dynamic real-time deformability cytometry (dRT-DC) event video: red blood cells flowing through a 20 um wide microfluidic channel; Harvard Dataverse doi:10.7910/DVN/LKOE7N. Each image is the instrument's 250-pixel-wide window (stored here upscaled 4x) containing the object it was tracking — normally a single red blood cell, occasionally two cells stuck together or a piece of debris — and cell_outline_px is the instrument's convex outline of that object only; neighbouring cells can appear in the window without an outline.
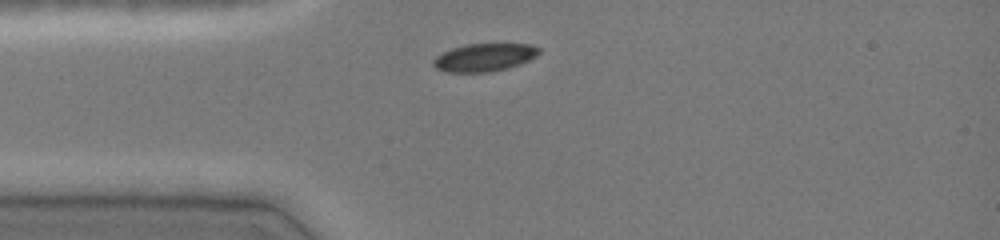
{"species": "common noctule bat (a hibernating species)", "species_latin": "Nyctalus noctula", "temperature_condition": "cold", "stored_images_in_passage": 31, "camera_frame_rate_fps": 3000, "um_per_image_px": 0.085, "animal": {"sex": "female", "body_mass_g": 19.0, "forearm_length_mm": 51.5}, "frame": {"image": 1, "passage_image": 1, "time_ms": 0.0, "image_size_px": [1000, 240], "cell_outline_px": [[540, 52], [536, 56], [520, 64], [508, 68], [492, 72], [448, 72], [436, 68], [432, 64], [432, 60], [436, 56], [452, 48], [464, 44], [528, 44], [540, 48]], "centroid_in_image_um": [41.16, 4.88], "position_along_channel_um": 43.8, "area_um2": 17.17}}
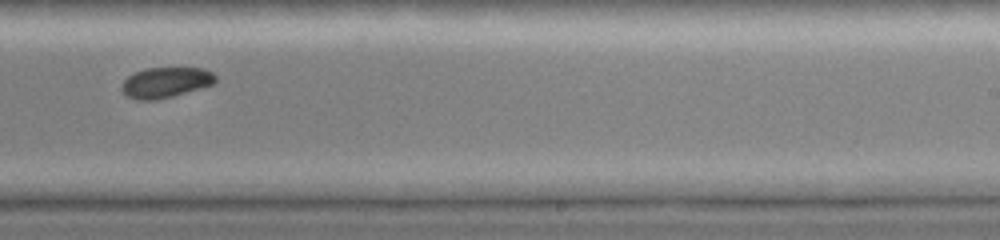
{"frame": {"image": 2, "passage_image": 19, "time_ms": 6.0, "image_size_px": [1000, 240], "cell_outline_px": [[216, 80], [212, 84], [172, 96], [152, 100], [136, 100], [124, 96], [120, 88], [120, 84], [128, 76], [144, 68], [204, 68], [212, 72], [216, 76]], "centroid_in_image_um": [14.01, 7.01], "position_along_channel_um": 275.0, "area_um2": 16.65}}
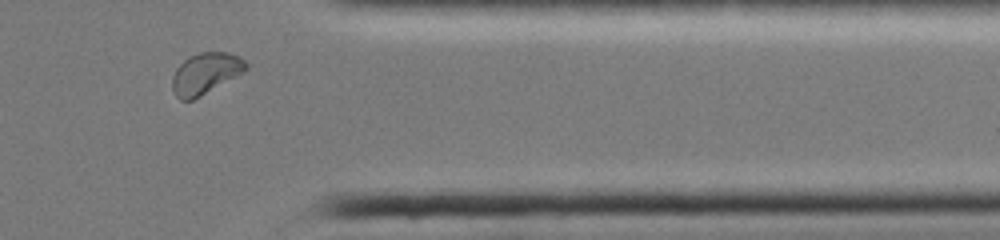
{"frame": {"image": 3, "passage_image": 28, "time_ms": 9.0, "image_size_px": [1000, 240], "cell_outline_px": [[248, 68], [244, 72], [200, 96], [192, 100], [180, 100], [176, 96], [172, 88], [172, 76], [176, 68], [188, 56], [200, 52], [228, 52], [240, 56], [248, 64]], "centroid_in_image_um": [17.47, 6.22], "position_along_channel_um": 393.9, "area_um2": 17.74}, "authors_computed_cell_mechanics": {"area_um2": 17.8024, "velocity_mm_per_s": 4.0367, "shape_relaxation_time_tau1_ms": 1.4501, "shape_relaxation_time_tau2_ms": null, "deformation_change_tau1": 0.0604, "deformation_change_tau2": null}}